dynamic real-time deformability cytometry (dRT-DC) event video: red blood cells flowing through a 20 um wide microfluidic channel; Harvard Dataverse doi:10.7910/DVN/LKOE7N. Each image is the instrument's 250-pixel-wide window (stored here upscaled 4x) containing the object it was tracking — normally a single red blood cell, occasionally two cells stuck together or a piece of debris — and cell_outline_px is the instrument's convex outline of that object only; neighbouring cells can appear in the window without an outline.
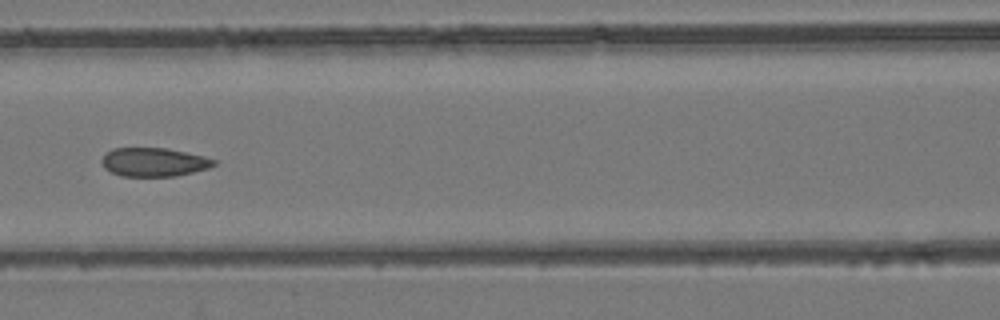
{"species": "common noctule bat (a hibernating species)", "species_latin": "Nyctalus noctula", "temperature_condition": "room temperature", "stored_images_in_passage": 5, "camera_frame_rate_fps": 3000, "um_per_image_px": 0.085, "animal": {"sex": "female", "body_mass_g": 24.6, "forearm_length_mm": 56.2}, "frame": {"image": 1, "passage_image": 5, "time_ms": 4.667, "image_size_px": [1000, 320], "cell_outline_px": [[216, 164], [208, 168], [176, 176], [120, 176], [104, 168], [100, 160], [112, 148], [168, 148], [204, 156], [216, 160]], "centroid_in_image_um": [13.07, 13.78], "position_along_channel_um": 153.5, "area_um2": 18.73}}